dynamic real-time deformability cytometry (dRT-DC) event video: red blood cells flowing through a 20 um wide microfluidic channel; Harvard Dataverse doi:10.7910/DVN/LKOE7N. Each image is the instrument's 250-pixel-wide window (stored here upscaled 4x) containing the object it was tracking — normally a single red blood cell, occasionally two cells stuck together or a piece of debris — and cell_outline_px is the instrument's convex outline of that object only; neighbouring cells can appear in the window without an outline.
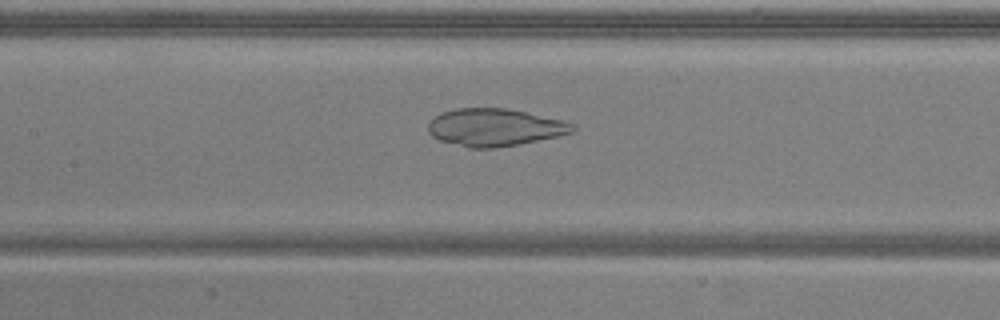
{"species": "common noctule bat (a hibernating species)", "species_latin": "Nyctalus noctula", "temperature_condition": "warm", "stored_images_in_passage": 50, "camera_frame_rate_fps": 3000, "um_per_image_px": 0.085, "animal": {"sex": "male", "body_mass_g": 20.5, "forearm_length_mm": 52.5}, "frame": {"image": 1, "passage_image": 24, "time_ms": 7.667, "image_size_px": [1000, 320], "cell_outline_px": [[576, 128], [572, 132], [556, 136], [520, 144], [492, 148], [468, 148], [440, 140], [432, 136], [428, 132], [428, 124], [436, 116], [444, 112], [456, 108], [504, 108], [564, 120], [572, 124]], "centroid_in_image_um": [42.03, 10.83], "position_along_channel_um": 165.4, "area_um2": 31.21}}
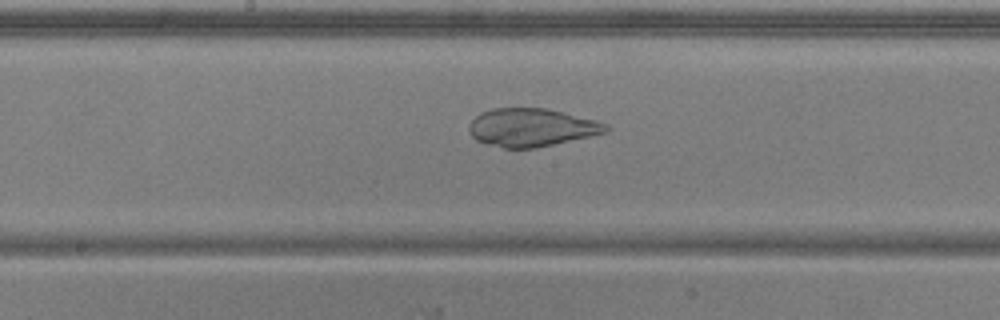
{"frame": {"image": 2, "passage_image": 27, "time_ms": 8.667, "image_size_px": [1000, 320], "cell_outline_px": [[608, 132], [536, 148], [504, 148], [476, 140], [472, 136], [468, 128], [468, 124], [480, 112], [492, 108], [544, 108], [596, 120], [608, 124]], "centroid_in_image_um": [45.16, 10.83], "position_along_channel_um": 203.0, "area_um2": 30.23}}
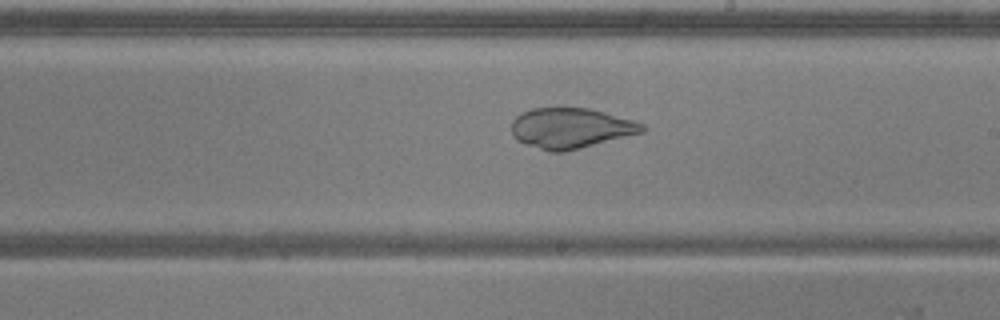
{"frame": {"image": 3, "passage_image": 30, "time_ms": 9.667, "image_size_px": [1000, 320], "cell_outline_px": [[648, 128], [644, 132], [564, 152], [548, 152], [524, 144], [516, 140], [512, 136], [512, 120], [520, 112], [532, 108], [588, 108], [636, 120], [644, 124]], "centroid_in_image_um": [48.51, 10.89], "position_along_channel_um": 240.5, "area_um2": 31.1}}